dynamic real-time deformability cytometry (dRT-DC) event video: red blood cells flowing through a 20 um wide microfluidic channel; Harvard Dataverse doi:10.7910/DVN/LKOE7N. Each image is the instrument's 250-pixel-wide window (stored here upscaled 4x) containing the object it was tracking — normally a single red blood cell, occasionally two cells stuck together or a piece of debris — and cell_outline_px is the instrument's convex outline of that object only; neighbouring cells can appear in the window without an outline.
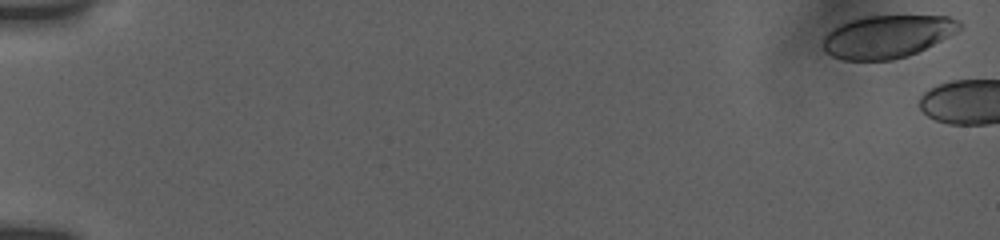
{"species": "human", "species_latin": "Homo sapiens", "temperature_condition": "room temperature", "stored_images_in_passage": 12, "camera_frame_rate_fps": 3000, "um_per_image_px": 0.085, "donor": {"sex": "female"}, "frame": {"image": 1, "passage_image": 1, "time_ms": 0.0, "image_size_px": [1000, 240], "cell_outline_px": [[964, 24], [956, 32], [908, 56], [892, 60], [844, 60], [832, 56], [824, 48], [824, 36], [832, 28], [848, 20], [864, 16], [948, 16], [960, 20]], "centroid_in_image_um": [75.42, 3.09], "position_along_channel_um": 9.6, "area_um2": 33.81}}
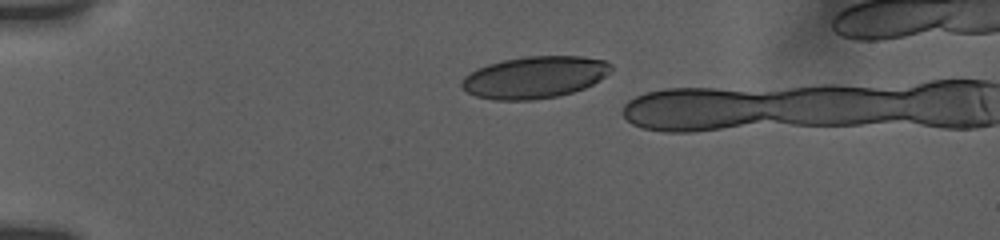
{"frame": {"image": 2, "passage_image": 10, "time_ms": 4.333, "image_size_px": [1000, 240], "cell_outline_px": [[612, 68], [604, 76], [592, 84], [584, 88], [572, 92], [556, 96], [532, 100], [496, 100], [476, 96], [468, 92], [460, 84], [464, 76], [476, 68], [488, 64], [504, 60], [528, 56], [580, 56], [604, 60], [612, 64]], "centroid_in_image_um": [45.42, 6.56], "position_along_channel_um": 39.6, "area_um2": 36.24}}